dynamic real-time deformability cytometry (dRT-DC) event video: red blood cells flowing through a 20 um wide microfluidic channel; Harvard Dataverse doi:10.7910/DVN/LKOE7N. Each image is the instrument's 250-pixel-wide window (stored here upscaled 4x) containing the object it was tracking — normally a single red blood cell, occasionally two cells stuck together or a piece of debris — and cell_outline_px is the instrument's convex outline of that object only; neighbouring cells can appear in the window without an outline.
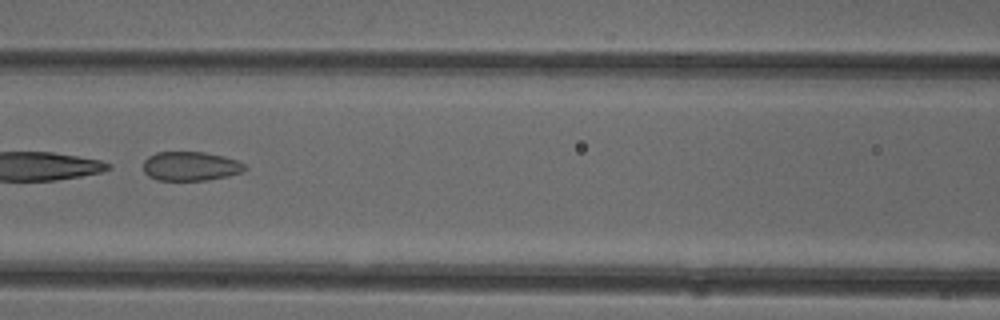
{"species": "common noctule bat (a hibernating species)", "species_latin": "Nyctalus noctula", "temperature_condition": "cold", "stored_images_in_passage": 50, "camera_frame_rate_fps": 3000, "um_per_image_px": 0.085, "animal": {"sex": "female"}, "frame": {"image": 1, "passage_image": 22, "time_ms": 7.0, "image_size_px": [1000, 320], "cell_outline_px": [[248, 168], [240, 172], [228, 176], [204, 180], [156, 180], [148, 176], [144, 172], [144, 160], [148, 156], [156, 152], [204, 152], [224, 156], [236, 160], [244, 164]], "centroid_in_image_um": [16.17, 14.12], "position_along_channel_um": 150.4, "area_um2": 17.22}}